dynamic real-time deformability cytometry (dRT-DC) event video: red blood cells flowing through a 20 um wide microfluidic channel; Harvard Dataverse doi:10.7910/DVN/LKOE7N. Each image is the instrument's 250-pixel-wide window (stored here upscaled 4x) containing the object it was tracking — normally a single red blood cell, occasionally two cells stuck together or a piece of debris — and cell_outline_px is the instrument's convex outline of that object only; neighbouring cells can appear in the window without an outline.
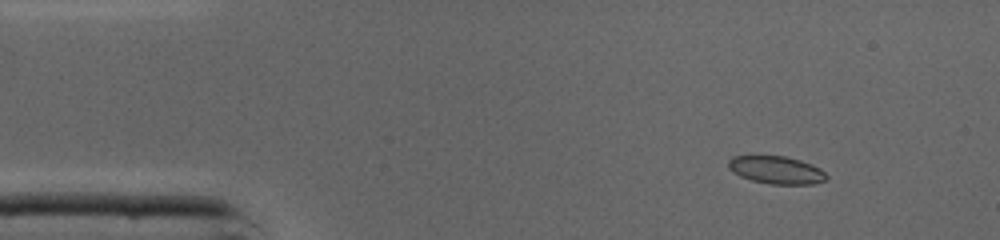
{"species": "common noctule bat (a hibernating species)", "species_latin": "Nyctalus noctula", "temperature_condition": "cold", "stored_images_in_passage": 41, "camera_frame_rate_fps": 3000, "um_per_image_px": 0.085, "animal": {"sex": "male", "body_mass_g": 19.0, "forearm_length_mm": 50.8}, "frame": {"image": 1, "passage_image": 1, "time_ms": 0.0, "image_size_px": [1000, 240], "cell_outline_px": [[828, 176], [824, 180], [812, 184], [772, 184], [752, 180], [740, 176], [732, 172], [728, 168], [728, 160], [732, 156], [784, 156], [800, 160], [812, 164], [820, 168]], "centroid_in_image_um": [65.97, 14.44], "position_along_channel_um": 19.0, "area_um2": 15.78}}
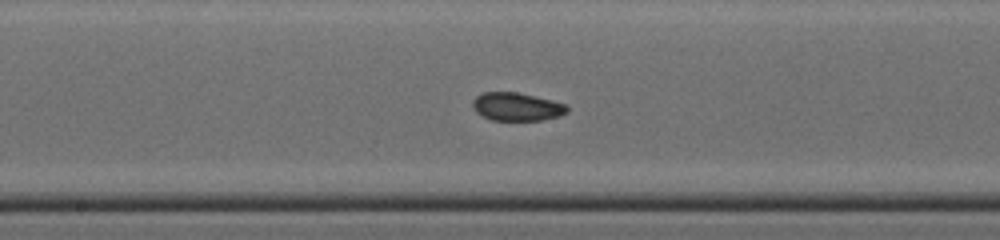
{"frame": {"image": 2, "passage_image": 19, "time_ms": 6.0, "image_size_px": [1000, 240], "cell_outline_px": [[568, 112], [556, 116], [540, 120], [492, 120], [476, 112], [472, 104], [472, 100], [476, 96], [484, 92], [516, 92], [564, 104], [568, 108]], "centroid_in_image_um": [43.86, 9.07], "position_along_channel_um": 204.3, "area_um2": 15.09}}
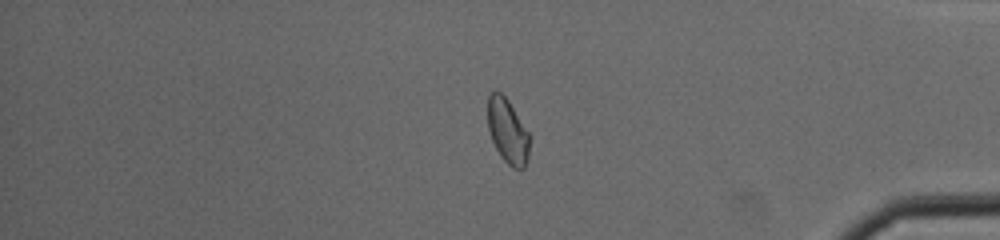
{"frame": {"image": 3, "passage_image": 34, "time_ms": 11.0, "image_size_px": [1000, 240], "cell_outline_px": [[528, 160], [524, 168], [512, 168], [500, 156], [492, 140], [488, 128], [488, 96], [492, 92], [500, 92], [508, 100], [528, 132]], "centroid_in_image_um": [43.13, 11.16], "position_along_channel_um": 392.1, "area_um2": 15.43}, "authors_computed_cell_mechanics": {"area_um2": 15.8372, "velocity_mm_per_s": 4.3541, "shape_relaxation_time_tau1_ms": null, "shape_relaxation_time_tau2_ms": 0.9369, "deformation_change_tau1": null, "deformation_change_tau2": 0.0548}}